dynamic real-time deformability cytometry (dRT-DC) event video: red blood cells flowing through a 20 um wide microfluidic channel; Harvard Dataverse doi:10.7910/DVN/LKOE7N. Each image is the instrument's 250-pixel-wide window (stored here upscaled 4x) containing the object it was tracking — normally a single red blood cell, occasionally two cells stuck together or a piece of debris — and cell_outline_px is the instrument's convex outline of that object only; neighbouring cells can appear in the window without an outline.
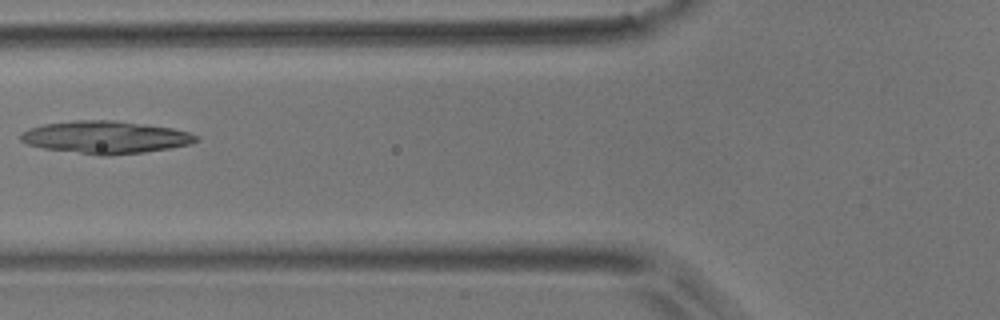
{"species": "common noctule bat (a hibernating species)", "species_latin": "Nyctalus noctula", "temperature_condition": "room temperature", "stored_images_in_passage": 6, "camera_frame_rate_fps": 3000, "um_per_image_px": 0.085, "animal": {"sex": "male", "body_mass_g": 17.9}, "frame": {"image": 1, "passage_image": 5, "time_ms": 4.667, "image_size_px": [1000, 320], "cell_outline_px": [[200, 140], [192, 144], [144, 152], [108, 156], [96, 156], [44, 148], [28, 144], [20, 140], [20, 132], [28, 128], [44, 124], [72, 120], [112, 120], [144, 124], [172, 128], [188, 132], [200, 136]], "centroid_in_image_um": [8.96, 11.67], "position_along_channel_um": 116.8, "area_um2": 33.52}}
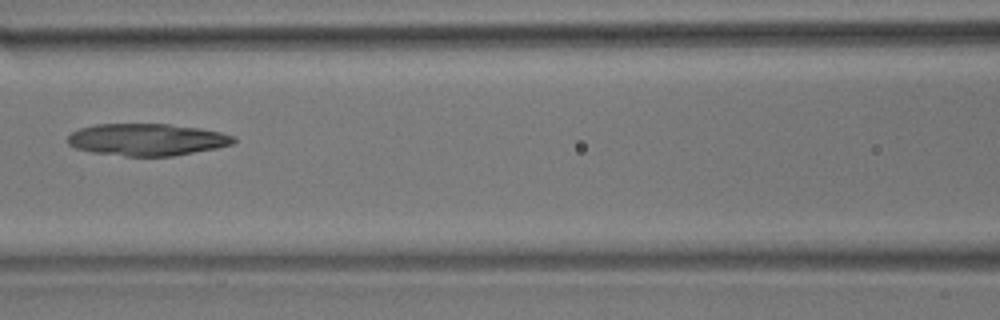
{"frame": {"image": 2, "passage_image": 6, "time_ms": 5.667, "image_size_px": [1000, 320], "cell_outline_px": [[236, 140], [232, 144], [216, 148], [172, 156], [124, 156], [92, 152], [76, 148], [68, 144], [68, 136], [72, 132], [80, 128], [96, 124], [168, 124], [200, 128], [220, 132], [236, 136]], "centroid_in_image_um": [12.5, 11.86], "position_along_channel_um": 154.1, "area_um2": 30.92}}